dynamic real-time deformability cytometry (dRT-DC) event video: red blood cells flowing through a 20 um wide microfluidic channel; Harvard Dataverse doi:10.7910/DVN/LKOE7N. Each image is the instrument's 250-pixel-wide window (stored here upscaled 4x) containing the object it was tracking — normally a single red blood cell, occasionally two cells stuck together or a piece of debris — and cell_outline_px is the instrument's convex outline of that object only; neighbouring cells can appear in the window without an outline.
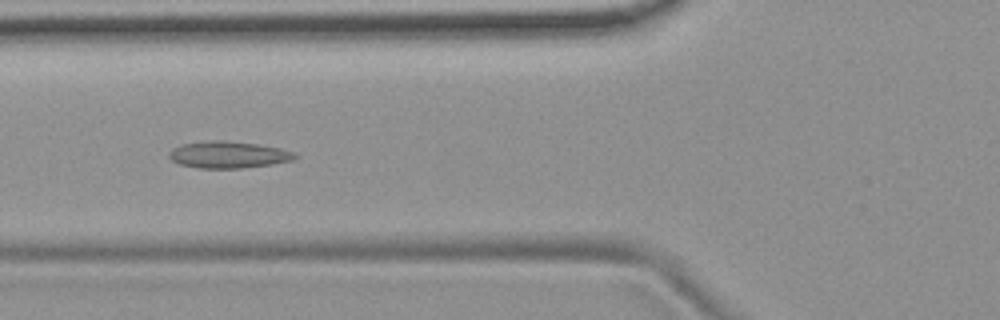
{"species": "common noctule bat (a hibernating species)", "species_latin": "Nyctalus noctula", "temperature_condition": "room temperature", "stored_images_in_passage": 55, "camera_frame_rate_fps": 3000, "um_per_image_px": 0.085, "animal": {"sex": "female", "body_mass_g": 19.9}, "frame": {"image": 1, "passage_image": 21, "time_ms": 6.667, "image_size_px": [1000, 320], "cell_outline_px": [[300, 156], [292, 160], [272, 164], [240, 168], [196, 168], [180, 164], [172, 160], [168, 156], [168, 152], [172, 148], [184, 144], [212, 140], [224, 140], [260, 144], [280, 148], [296, 152]], "centroid_in_image_um": [19.44, 13.15], "position_along_channel_um": 106.4, "area_um2": 19.77}}
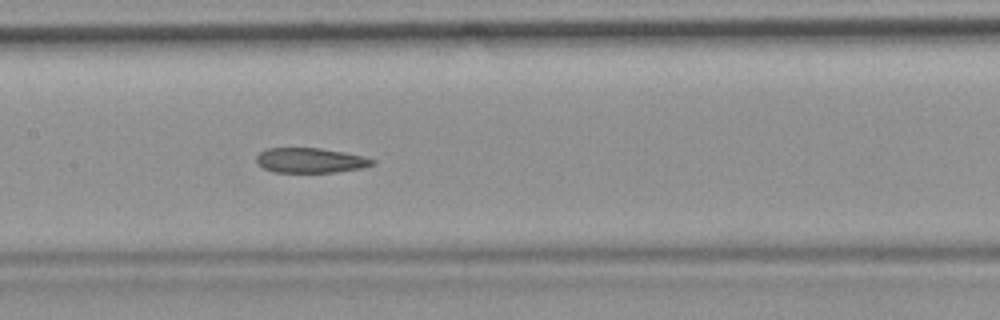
{"frame": {"image": 2, "passage_image": 27, "time_ms": 8.667, "image_size_px": [1000, 320], "cell_outline_px": [[376, 164], [360, 168], [336, 172], [272, 172], [256, 164], [256, 156], [264, 148], [320, 148], [344, 152], [364, 156], [376, 160]], "centroid_in_image_um": [26.37, 13.63], "position_along_channel_um": 181.0, "area_um2": 16.99}}
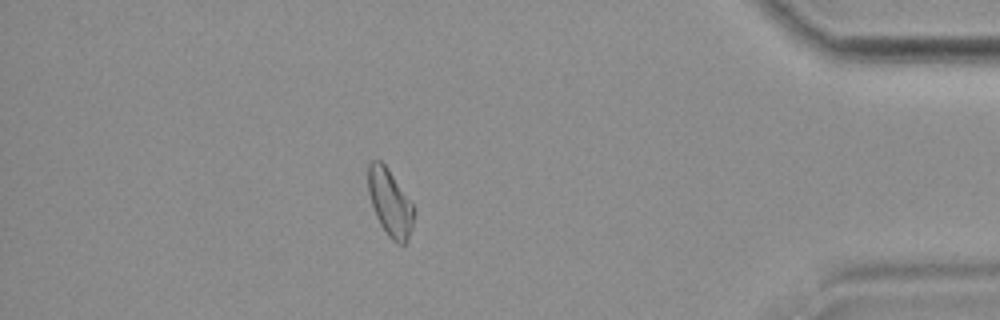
{"frame": {"image": 3, "passage_image": 48, "time_ms": 15.667, "image_size_px": [1000, 320], "cell_outline_px": [[416, 212], [412, 228], [408, 240], [404, 244], [396, 244], [388, 236], [380, 224], [376, 216], [368, 192], [368, 164], [372, 160], [380, 160], [388, 168], [416, 208]], "centroid_in_image_um": [33.18, 17.24], "position_along_channel_um": 402.0, "area_um2": 18.09}, "authors_computed_cell_mechanics": {"area_um2": 18.8428, "velocity_mm_per_s": 3.7329, "shape_relaxation_time_tau1_ms": null, "shape_relaxation_time_tau2_ms": 8.366, "deformation_change_tau1": null, "deformation_change_tau2": 0.1597}}